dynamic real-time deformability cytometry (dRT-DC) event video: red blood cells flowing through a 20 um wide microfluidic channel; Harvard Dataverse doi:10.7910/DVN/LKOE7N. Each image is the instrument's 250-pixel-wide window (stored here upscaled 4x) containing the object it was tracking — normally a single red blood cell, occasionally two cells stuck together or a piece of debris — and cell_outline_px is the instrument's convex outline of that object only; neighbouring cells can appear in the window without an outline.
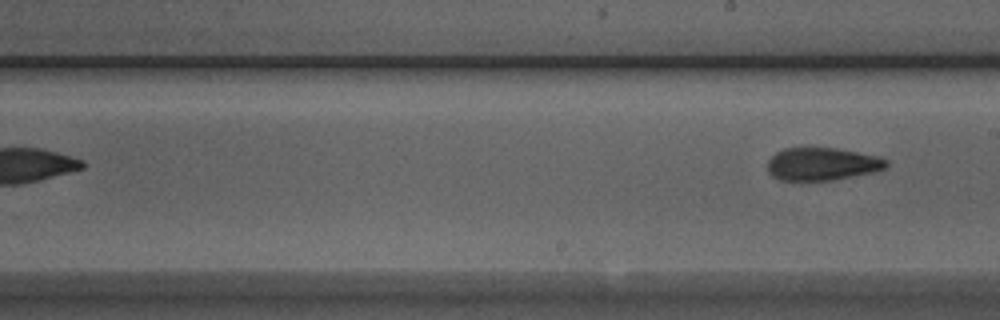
{"species": "Egyptian fruit bat (a non-hibernating species)", "species_latin": "Rousettus aegyptiacus", "temperature_condition": "room temperature", "stored_images_in_passage": 8, "segment_of_instrument_passage": [2, 2], "camera_frame_rate_fps": 3000, "um_per_image_px": 0.085, "animal": {"sex": "male"}, "frame": {"image": 1, "passage_image": 8, "time_ms": 8.0, "image_size_px": [1000, 320], "cell_outline_px": [[888, 168], [872, 172], [832, 180], [780, 180], [772, 176], [768, 172], [768, 160], [776, 152], [784, 148], [836, 148], [876, 156], [888, 160]], "centroid_in_image_um": [69.87, 13.94], "position_along_channel_um": 219.1, "area_um2": 22.54}}